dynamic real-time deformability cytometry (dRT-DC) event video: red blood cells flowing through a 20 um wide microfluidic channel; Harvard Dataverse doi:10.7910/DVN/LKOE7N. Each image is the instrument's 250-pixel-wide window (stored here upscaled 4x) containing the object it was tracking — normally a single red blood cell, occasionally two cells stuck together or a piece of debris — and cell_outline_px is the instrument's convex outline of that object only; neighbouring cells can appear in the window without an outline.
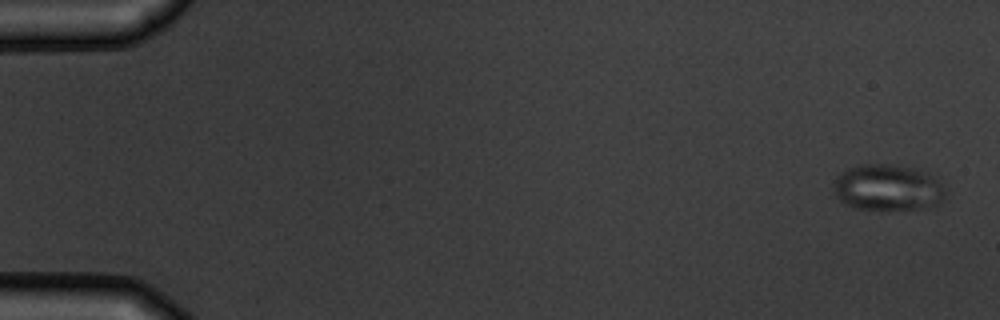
{"species": "common noctule bat (a hibernating species)", "species_latin": "Nyctalus noctula", "temperature_condition": "warm", "stored_images_in_passage": 5, "camera_frame_rate_fps": 3000, "um_per_image_px": 0.085, "animal": {"sex": "male", "body_mass_g": 19.5, "forearm_length_mm": 54.6}, "frame": {"image": 1, "passage_image": 1, "time_ms": 0.0, "image_size_px": [1000, 320], "cell_outline_px": [[944, 200], [936, 208], [856, 208], [844, 204], [836, 196], [832, 188], [836, 176], [840, 172], [848, 168], [860, 164], [892, 164], [920, 168], [940, 176], [944, 188]], "centroid_in_image_um": [75.53, 15.9], "position_along_channel_um": 9.5, "area_um2": 30.87}}